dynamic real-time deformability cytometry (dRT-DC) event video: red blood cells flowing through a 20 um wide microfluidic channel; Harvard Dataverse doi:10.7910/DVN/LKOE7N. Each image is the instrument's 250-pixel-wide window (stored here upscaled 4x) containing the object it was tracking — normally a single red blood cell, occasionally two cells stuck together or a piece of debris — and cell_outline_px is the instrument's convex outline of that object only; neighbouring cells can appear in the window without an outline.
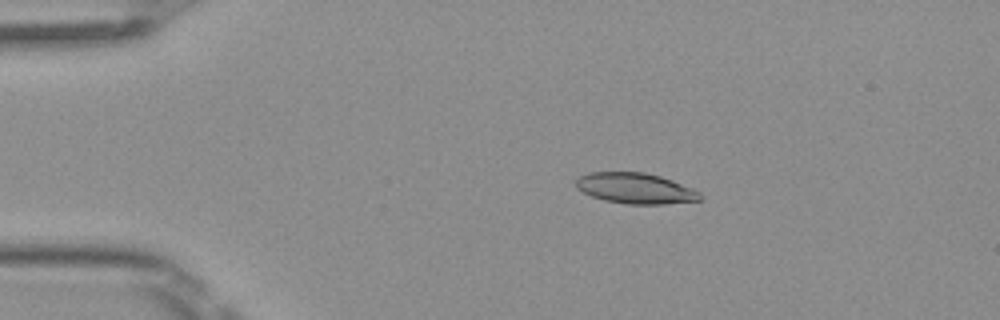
{"species": "Egyptian fruit bat (a non-hibernating species)", "species_latin": "Rousettus aegyptiacus", "temperature_condition": "room temperature", "stored_images_in_passage": 5, "camera_frame_rate_fps": 3000, "um_per_image_px": 0.085, "frame": {"image": 1, "passage_image": 3, "time_ms": 0.667, "image_size_px": [1000, 320], "cell_outline_px": [[704, 196], [700, 200], [664, 204], [628, 204], [604, 200], [592, 196], [576, 188], [576, 180], [580, 176], [588, 172], [644, 172], [660, 176], [672, 180], [692, 188], [700, 192]], "centroid_in_image_um": [54.03, 16.0], "position_along_channel_um": 31.0, "area_um2": 22.2}}
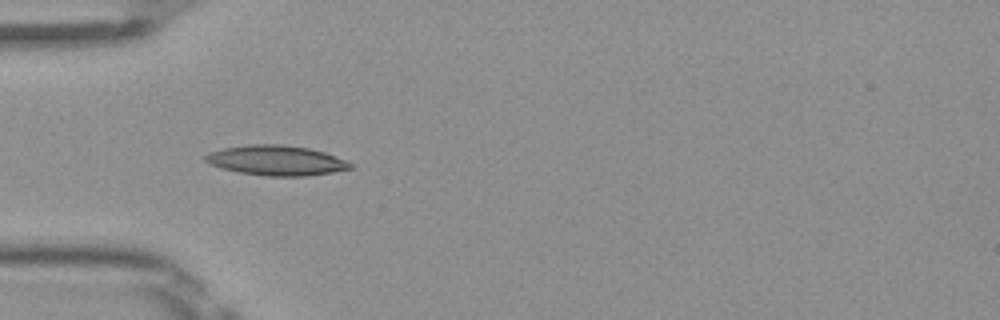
{"frame": {"image": 2, "passage_image": 4, "time_ms": 1.0, "image_size_px": [1000, 320], "cell_outline_px": [[352, 168], [332, 172], [308, 176], [268, 176], [240, 172], [220, 168], [208, 164], [204, 160], [204, 156], [208, 152], [224, 148], [252, 144], [276, 144], [308, 148], [324, 152], [344, 160], [352, 164]], "centroid_in_image_um": [23.43, 13.64], "position_along_channel_um": 61.6, "area_um2": 25.14}}
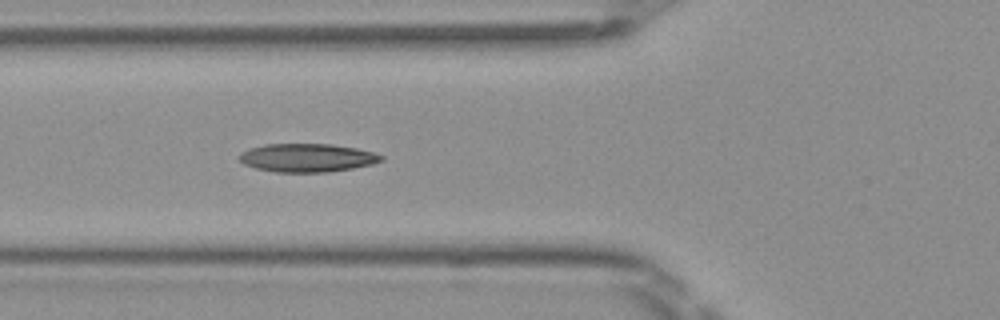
{"frame": {"image": 3, "passage_image": 5, "time_ms": 1.333, "image_size_px": [1000, 320], "cell_outline_px": [[384, 160], [372, 164], [352, 168], [328, 172], [276, 172], [256, 168], [244, 164], [236, 156], [240, 152], [248, 148], [264, 144], [332, 144], [356, 148], [372, 152], [384, 156]], "centroid_in_image_um": [26.07, 13.4], "position_along_channel_um": 99.7, "area_um2": 23.58}}